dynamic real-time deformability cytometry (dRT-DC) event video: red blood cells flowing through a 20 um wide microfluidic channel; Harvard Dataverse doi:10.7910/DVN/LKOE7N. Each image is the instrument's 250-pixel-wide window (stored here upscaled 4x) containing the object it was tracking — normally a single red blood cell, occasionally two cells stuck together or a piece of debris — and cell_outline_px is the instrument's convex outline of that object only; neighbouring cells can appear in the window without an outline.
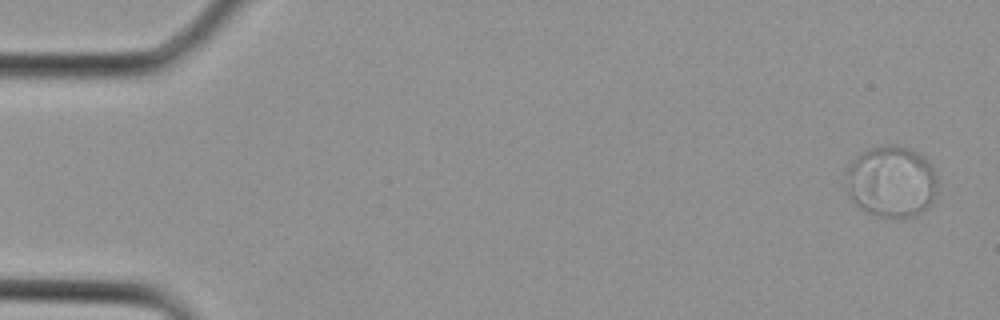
{"species": "Egyptian fruit bat (a non-hibernating species)", "species_latin": "Rousettus aegyptiacus", "temperature_condition": "cold", "stored_images_in_passage": 4, "segment_of_instrument_passage": [2, 2], "camera_frame_rate_fps": 3000, "um_per_image_px": 0.085, "animal": {"sex": "female"}, "frame": {"image": 1, "passage_image": 4, "time_ms": 1.0, "image_size_px": [1000, 320], "cell_outline_px": [[936, 196], [932, 204], [928, 208], [912, 216], [876, 216], [868, 212], [856, 204], [848, 196], [844, 172], [856, 156], [860, 152], [872, 148], [888, 144], [896, 144], [908, 148], [916, 152], [928, 160], [932, 164], [936, 176]], "centroid_in_image_um": [75.76, 15.41], "position_along_channel_um": 9.2, "area_um2": 38.38}}